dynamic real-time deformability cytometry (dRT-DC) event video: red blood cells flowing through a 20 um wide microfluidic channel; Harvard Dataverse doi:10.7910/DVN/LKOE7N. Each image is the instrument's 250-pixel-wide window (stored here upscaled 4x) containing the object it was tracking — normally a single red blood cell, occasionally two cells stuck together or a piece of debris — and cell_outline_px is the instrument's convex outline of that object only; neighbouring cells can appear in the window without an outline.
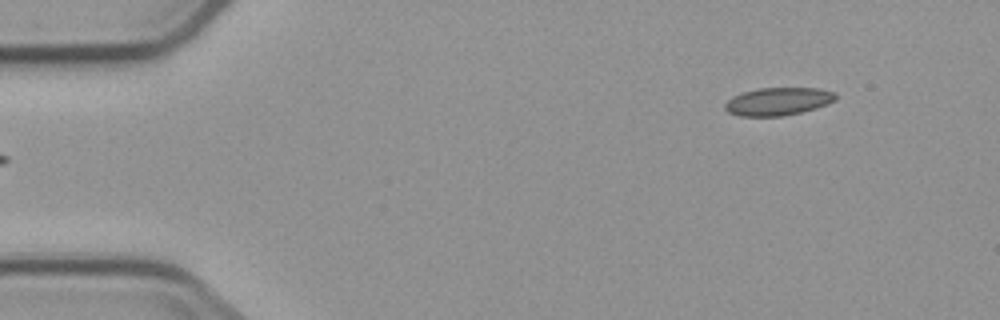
{"species": "common noctule bat (a hibernating species)", "species_latin": "Nyctalus noctula", "temperature_condition": "cold", "stored_images_in_passage": 2, "camera_frame_rate_fps": 3000, "um_per_image_px": 0.085, "animal": {"sex": "male", "body_mass_g": 23.1, "forearm_length_mm": 52.7}, "frame": {"image": 1, "passage_image": 2, "time_ms": 1.333, "image_size_px": [1000, 320], "cell_outline_px": [[836, 100], [816, 108], [784, 116], [740, 116], [728, 112], [724, 108], [724, 104], [732, 96], [756, 88], [820, 88], [832, 92], [836, 96]], "centroid_in_image_um": [66.11, 8.62], "position_along_channel_um": 18.9, "area_um2": 17.92}}